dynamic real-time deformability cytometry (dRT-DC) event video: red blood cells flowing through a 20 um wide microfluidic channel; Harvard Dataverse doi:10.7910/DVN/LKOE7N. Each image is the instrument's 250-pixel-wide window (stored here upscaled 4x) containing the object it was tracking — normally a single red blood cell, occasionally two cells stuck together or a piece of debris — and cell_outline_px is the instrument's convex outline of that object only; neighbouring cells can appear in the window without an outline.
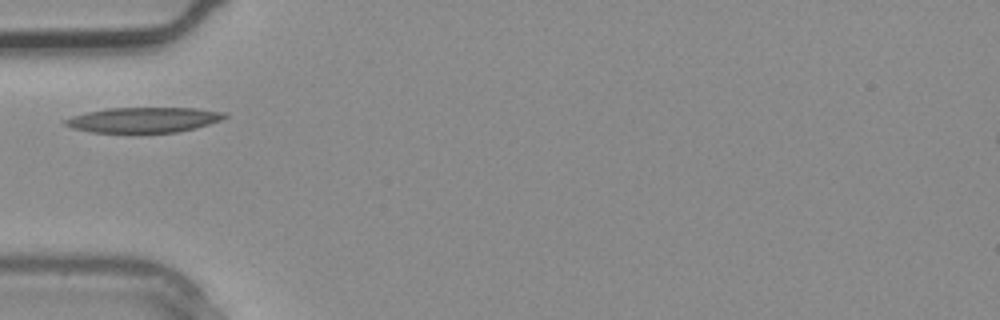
{"species": "common noctule bat (a hibernating species)", "species_latin": "Nyctalus noctula", "temperature_condition": "warm", "stored_images_in_passage": 3, "camera_frame_rate_fps": 3000, "um_per_image_px": 0.085, "animal": {"sex": "male", "body_mass_g": 20.4}, "frame": {"image": 1, "passage_image": 3, "time_ms": 0.667, "image_size_px": [1000, 320], "cell_outline_px": [[228, 116], [220, 120], [196, 128], [176, 132], [92, 132], [72, 128], [64, 124], [64, 120], [72, 116], [88, 112], [108, 108], [196, 108], [228, 112]], "centroid_in_image_um": [12.25, 10.18], "position_along_channel_um": 72.8, "area_um2": 23.29}}